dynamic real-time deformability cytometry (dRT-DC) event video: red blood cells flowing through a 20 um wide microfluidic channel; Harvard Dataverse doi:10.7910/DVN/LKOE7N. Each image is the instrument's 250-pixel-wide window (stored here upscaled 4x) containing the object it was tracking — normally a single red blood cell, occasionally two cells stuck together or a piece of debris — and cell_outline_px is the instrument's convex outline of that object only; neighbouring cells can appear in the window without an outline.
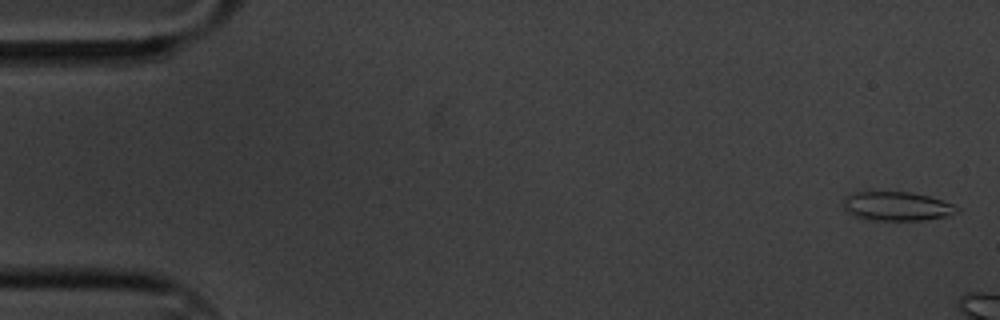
{"species": "common noctule bat (a hibernating species)", "species_latin": "Nyctalus noctula", "temperature_condition": "cold", "stored_images_in_passage": 10, "segment_of_instrument_passage": [1, 2], "camera_frame_rate_fps": 3000, "um_per_image_px": 0.085, "animal": {"sex": "male", "body_mass_g": 20.1, "forearm_length_mm": 53.5}, "frame": {"image": 1, "passage_image": 2, "time_ms": 0.333, "image_size_px": [1000, 320], "cell_outline_px": [[960, 212], [948, 216], [924, 220], [876, 220], [856, 216], [844, 212], [844, 196], [856, 192], [912, 192], [928, 196], [952, 204], [960, 208]], "centroid_in_image_um": [76.24, 17.53], "position_along_channel_um": 8.8, "area_um2": 19.19}}